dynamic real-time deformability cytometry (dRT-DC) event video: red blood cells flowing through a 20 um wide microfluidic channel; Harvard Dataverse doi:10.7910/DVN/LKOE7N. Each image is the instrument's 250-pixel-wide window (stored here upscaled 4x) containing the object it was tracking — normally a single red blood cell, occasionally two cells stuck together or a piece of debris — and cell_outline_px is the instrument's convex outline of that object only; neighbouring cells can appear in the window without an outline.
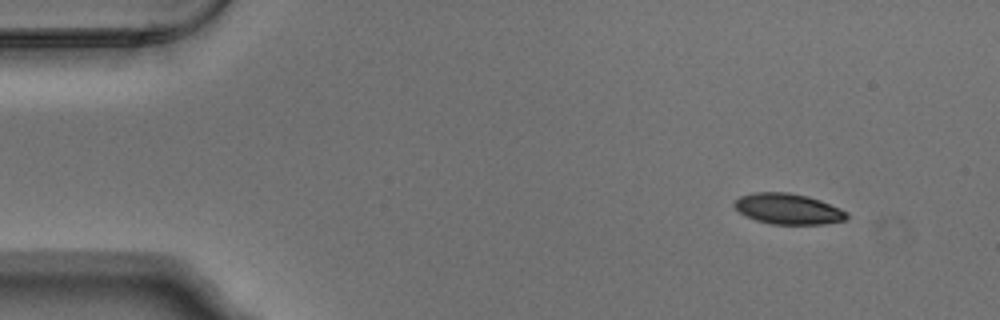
{"species": "Egyptian fruit bat (a non-hibernating species)", "species_latin": "Rousettus aegyptiacus", "temperature_condition": "warm", "stored_images_in_passage": 4, "camera_frame_rate_fps": 3000, "um_per_image_px": 0.085, "animal": {"sex": "male"}, "frame": {"image": 1, "passage_image": 1, "time_ms": 0.0, "image_size_px": [1000, 320], "cell_outline_px": [[848, 216], [844, 220], [824, 224], [772, 224], [756, 220], [744, 216], [732, 204], [740, 196], [752, 192], [788, 192], [808, 196], [820, 200], [840, 208], [848, 212]], "centroid_in_image_um": [66.97, 17.75], "position_along_channel_um": 18.0, "area_um2": 20.17}}